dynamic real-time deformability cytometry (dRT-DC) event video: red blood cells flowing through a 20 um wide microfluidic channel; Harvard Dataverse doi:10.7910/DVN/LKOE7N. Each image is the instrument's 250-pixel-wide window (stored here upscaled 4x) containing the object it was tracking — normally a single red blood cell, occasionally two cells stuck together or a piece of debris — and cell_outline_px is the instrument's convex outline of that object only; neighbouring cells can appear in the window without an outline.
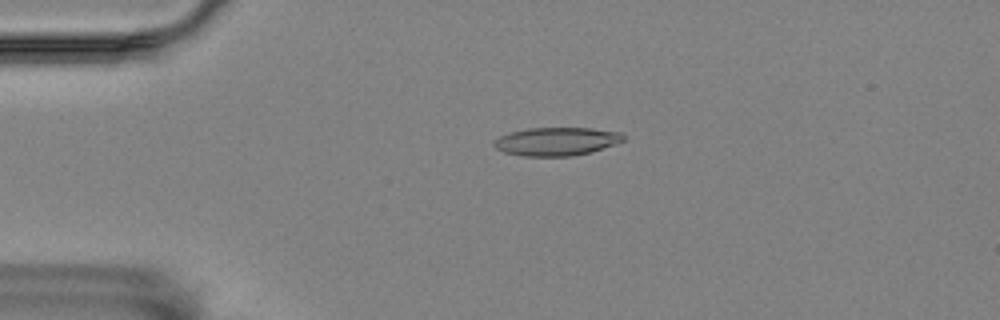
{"species": "Egyptian fruit bat (a non-hibernating species)", "species_latin": "Rousettus aegyptiacus", "temperature_condition": "room temperature", "stored_images_in_passage": 55, "camera_frame_rate_fps": 3000, "um_per_image_px": 0.085, "animal": {"sex": "female"}, "frame": {"image": 1, "passage_image": 10, "time_ms": 3.0, "image_size_px": [1000, 320], "cell_outline_px": [[624, 140], [616, 144], [592, 152], [572, 156], [524, 156], [504, 152], [496, 148], [492, 144], [500, 136], [512, 132], [528, 128], [592, 128], [620, 132], [624, 136]], "centroid_in_image_um": [47.33, 12.02], "position_along_channel_um": 37.7, "area_um2": 21.27}}
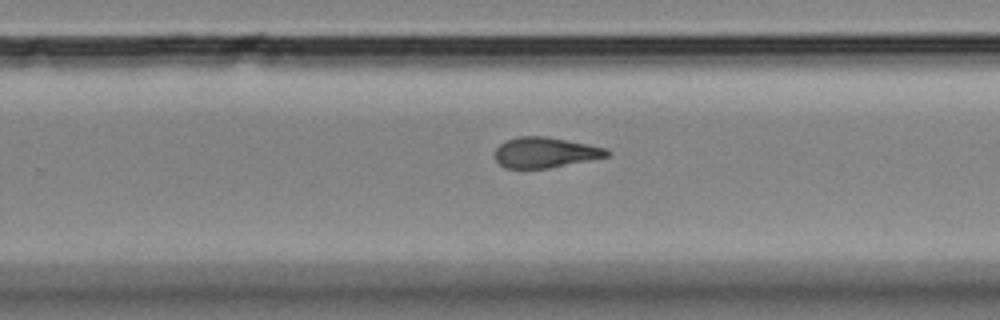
{"frame": {"image": 2, "passage_image": 34, "time_ms": 11.0, "image_size_px": [1000, 320], "cell_outline_px": [[612, 152], [608, 156], [548, 168], [504, 168], [496, 160], [496, 148], [504, 140], [516, 136], [548, 136], [588, 144], [604, 148]], "centroid_in_image_um": [46.31, 12.94], "position_along_channel_um": 283.5, "area_um2": 19.83}}
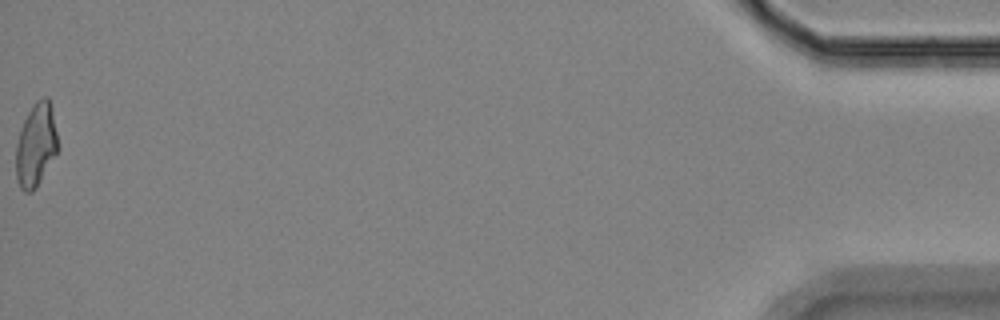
{"frame": {"image": 3, "passage_image": 55, "time_ms": 18.0, "image_size_px": [1000, 320], "cell_outline_px": [[60, 148], [36, 188], [32, 192], [24, 192], [20, 188], [16, 180], [16, 144], [20, 128], [32, 104], [36, 100], [44, 96], [48, 96], [52, 108]], "centroid_in_image_um": [3.07, 12.31], "position_along_channel_um": 432.1, "area_um2": 20.81}, "authors_computed_cell_mechanics": {"area_um2": 20.519, "velocity_mm_per_s": 3.4734, "shape_relaxation_time_tau1_ms": null, "shape_relaxation_time_tau2_ms": 3.5644, "deformation_change_tau1": null, "deformation_change_tau2": 0.1329}}